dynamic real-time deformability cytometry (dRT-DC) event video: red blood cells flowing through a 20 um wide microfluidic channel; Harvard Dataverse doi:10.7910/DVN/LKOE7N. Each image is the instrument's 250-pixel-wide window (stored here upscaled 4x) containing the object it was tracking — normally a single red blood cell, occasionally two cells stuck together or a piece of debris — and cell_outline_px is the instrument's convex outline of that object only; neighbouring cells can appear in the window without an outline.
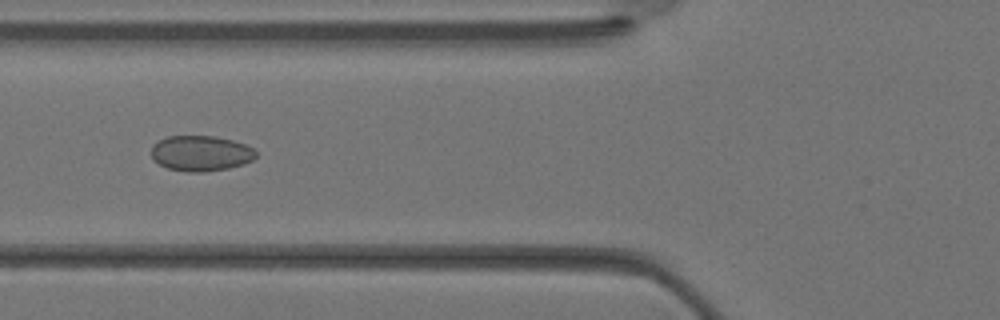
{"species": "Egyptian fruit bat (a non-hibernating species)", "species_latin": "Rousettus aegyptiacus", "temperature_condition": "warm", "stored_images_in_passage": 36, "camera_frame_rate_fps": 3000, "um_per_image_px": 0.085, "animal": {"sex": "female"}, "frame": {"image": 1, "passage_image": 14, "time_ms": 4.333, "image_size_px": [1000, 320], "cell_outline_px": [[256, 156], [252, 160], [244, 164], [228, 168], [204, 172], [188, 172], [168, 168], [160, 164], [152, 156], [152, 144], [156, 140], [168, 136], [216, 136], [232, 140], [244, 144], [252, 148], [256, 152]], "centroid_in_image_um": [17.06, 13.02], "position_along_channel_um": 108.7, "area_um2": 21.62}}
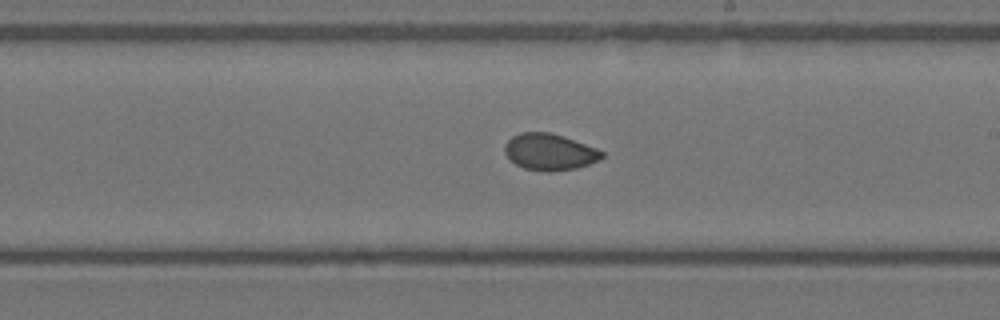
{"frame": {"image": 2, "passage_image": 21, "time_ms": 6.667, "image_size_px": [1000, 320], "cell_outline_px": [[604, 156], [600, 160], [576, 168], [552, 172], [548, 172], [524, 168], [516, 164], [504, 152], [504, 144], [512, 136], [520, 132], [548, 132], [564, 136], [596, 148], [604, 152]], "centroid_in_image_um": [46.72, 12.91], "position_along_channel_um": 242.3, "area_um2": 20.69}}
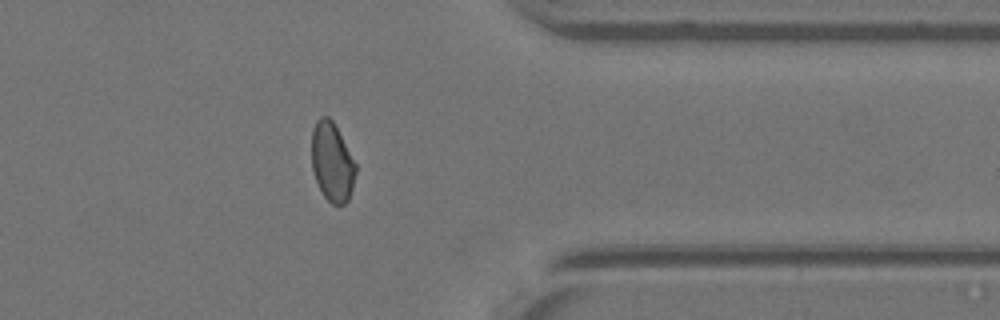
{"frame": {"image": 3, "passage_image": 29, "time_ms": 9.333, "image_size_px": [1000, 320], "cell_outline_px": [[356, 172], [352, 188], [348, 200], [344, 204], [332, 204], [324, 196], [316, 180], [312, 168], [312, 132], [316, 120], [320, 116], [328, 116], [332, 120], [356, 164]], "centroid_in_image_um": [28.22, 13.77], "position_along_channel_um": 383.2, "area_um2": 20.0}}